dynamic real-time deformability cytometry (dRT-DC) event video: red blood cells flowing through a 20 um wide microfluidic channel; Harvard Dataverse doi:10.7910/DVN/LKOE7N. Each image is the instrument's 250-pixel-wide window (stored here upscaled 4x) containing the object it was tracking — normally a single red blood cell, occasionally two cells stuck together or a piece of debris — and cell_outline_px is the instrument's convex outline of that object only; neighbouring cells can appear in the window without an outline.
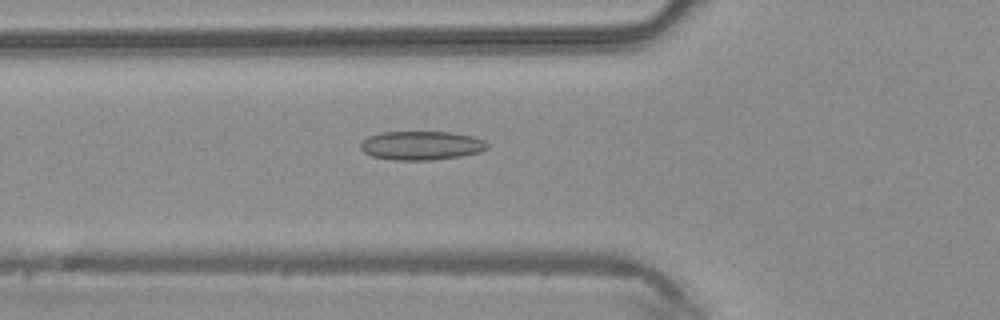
{"species": "common noctule bat (a hibernating species)", "species_latin": "Nyctalus noctula", "temperature_condition": "warm", "stored_images_in_passage": 47, "camera_frame_rate_fps": 3000, "um_per_image_px": 0.085, "animal": {"sex": "male", "body_mass_g": 20.4}, "frame": {"image": 1, "passage_image": 17, "time_ms": 5.333, "image_size_px": [1000, 320], "cell_outline_px": [[488, 148], [480, 152], [460, 156], [432, 160], [396, 160], [372, 156], [364, 152], [360, 148], [360, 144], [368, 136], [380, 132], [452, 132], [472, 136], [484, 140], [488, 144]], "centroid_in_image_um": [35.82, 12.36], "position_along_channel_um": 90.0, "area_um2": 21.33}}
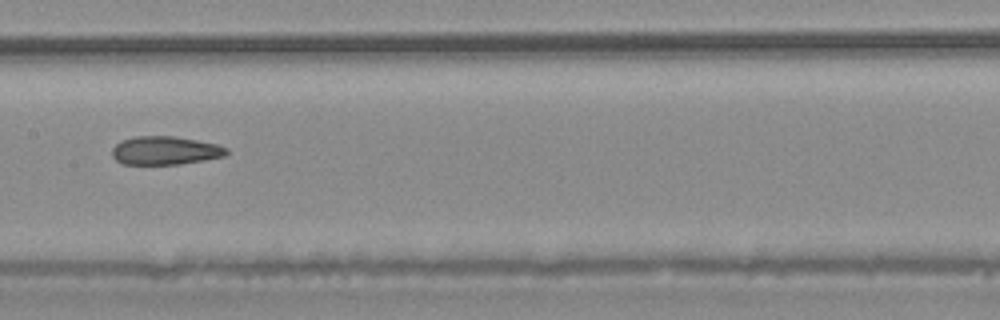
{"frame": {"image": 2, "passage_image": 24, "time_ms": 7.667, "image_size_px": [1000, 320], "cell_outline_px": [[228, 152], [224, 156], [204, 160], [180, 164], [124, 164], [116, 160], [112, 156], [112, 148], [120, 140], [136, 136], [172, 136], [196, 140], [216, 144], [228, 148]], "centroid_in_image_um": [14.01, 12.79], "position_along_channel_um": 193.4, "area_um2": 18.9}}
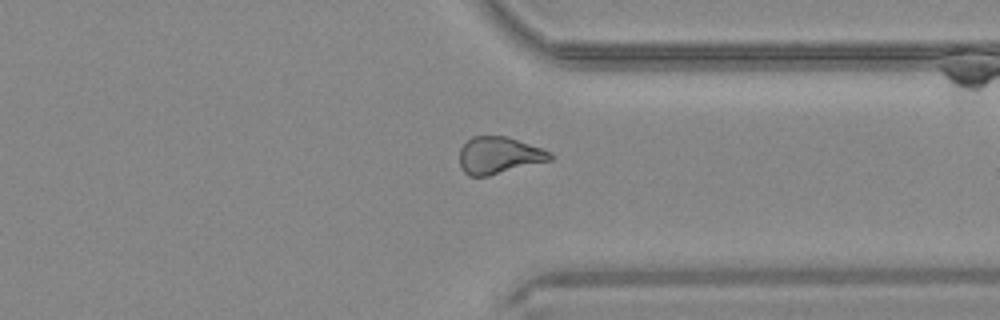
{"frame": {"image": 3, "passage_image": 36, "time_ms": 11.667, "image_size_px": [1000, 320], "cell_outline_px": [[556, 156], [552, 160], [488, 176], [468, 176], [460, 168], [460, 148], [472, 136], [508, 136], [552, 152]], "centroid_in_image_um": [42.43, 13.21], "position_along_channel_um": 369.0, "area_um2": 19.71}}